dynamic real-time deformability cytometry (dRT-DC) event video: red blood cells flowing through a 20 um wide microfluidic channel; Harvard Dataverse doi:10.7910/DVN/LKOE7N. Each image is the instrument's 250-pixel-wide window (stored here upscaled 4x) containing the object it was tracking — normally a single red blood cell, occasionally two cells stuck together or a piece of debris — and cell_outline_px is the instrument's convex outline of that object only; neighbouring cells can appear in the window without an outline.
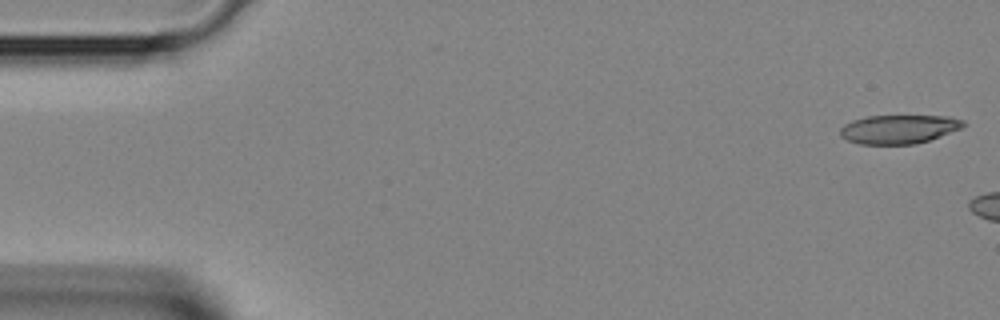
{"species": "Egyptian fruit bat (a non-hibernating species)", "species_latin": "Rousettus aegyptiacus", "temperature_condition": "room temperature", "stored_images_in_passage": 3, "camera_frame_rate_fps": 3000, "um_per_image_px": 0.085, "animal": {"sex": "female"}, "frame": {"image": 1, "passage_image": 1, "time_ms": 0.0, "image_size_px": [1000, 320], "cell_outline_px": [[968, 124], [960, 128], [928, 140], [916, 144], [860, 144], [848, 140], [840, 136], [840, 128], [844, 124], [852, 120], [868, 116], [948, 116], [964, 120]], "centroid_in_image_um": [76.38, 10.97], "position_along_channel_um": 8.6, "area_um2": 20.58}}